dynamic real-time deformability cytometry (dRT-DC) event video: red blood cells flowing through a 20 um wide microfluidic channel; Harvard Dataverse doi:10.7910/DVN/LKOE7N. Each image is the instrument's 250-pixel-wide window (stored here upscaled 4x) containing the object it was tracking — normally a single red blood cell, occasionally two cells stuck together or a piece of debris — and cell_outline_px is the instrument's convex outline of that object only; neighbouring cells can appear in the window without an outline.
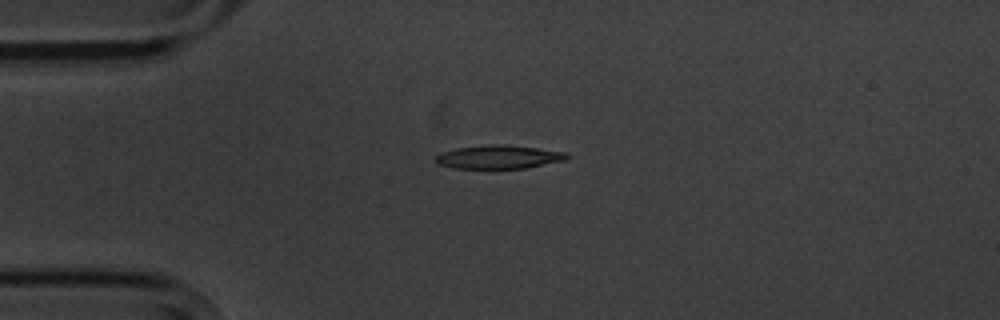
{"species": "common noctule bat (a hibernating species)", "species_latin": "Nyctalus noctula", "temperature_condition": "cold", "stored_images_in_passage": 4, "camera_frame_rate_fps": 3000, "um_per_image_px": 0.085, "animal": {"sex": "male", "body_mass_g": 20.1, "forearm_length_mm": 53.5}, "frame": {"image": 1, "passage_image": 1, "time_ms": 0.0, "image_size_px": [1000, 320], "cell_outline_px": [[568, 156], [564, 160], [528, 168], [452, 168], [436, 164], [436, 156], [444, 152], [456, 148], [488, 144], [500, 144], [536, 148], [568, 152]], "centroid_in_image_um": [42.38, 13.34], "position_along_channel_um": 42.6, "area_um2": 17.86}}
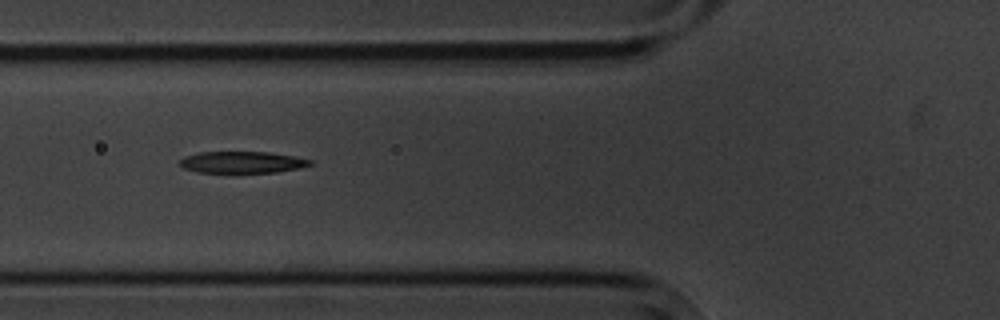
{"frame": {"image": 2, "passage_image": 3, "time_ms": 2.333, "image_size_px": [1000, 320], "cell_outline_px": [[316, 164], [300, 168], [276, 172], [196, 172], [184, 168], [176, 164], [184, 156], [200, 152], [268, 152], [292, 156], [312, 160]], "centroid_in_image_um": [20.57, 13.79], "position_along_channel_um": 105.2, "area_um2": 16.47}}
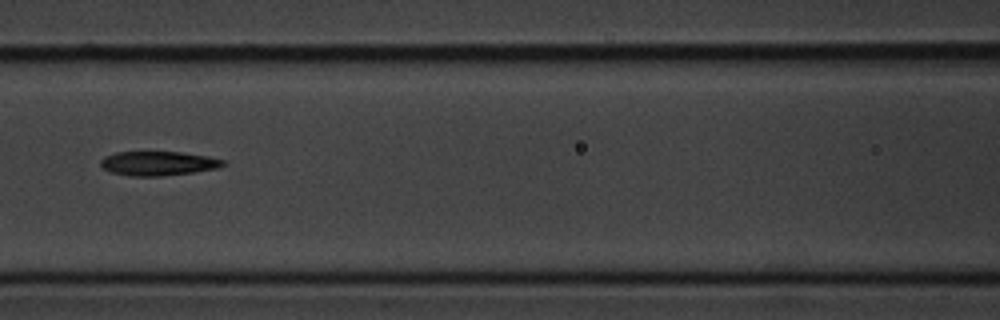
{"frame": {"image": 3, "passage_image": 4, "time_ms": 3.667, "image_size_px": [1000, 320], "cell_outline_px": [[228, 164], [216, 168], [192, 172], [160, 176], [128, 176], [112, 172], [104, 168], [100, 164], [100, 160], [104, 156], [116, 152], [180, 152], [208, 156], [224, 160]], "centroid_in_image_um": [13.44, 13.88], "position_along_channel_um": 153.2, "area_um2": 17.22}}